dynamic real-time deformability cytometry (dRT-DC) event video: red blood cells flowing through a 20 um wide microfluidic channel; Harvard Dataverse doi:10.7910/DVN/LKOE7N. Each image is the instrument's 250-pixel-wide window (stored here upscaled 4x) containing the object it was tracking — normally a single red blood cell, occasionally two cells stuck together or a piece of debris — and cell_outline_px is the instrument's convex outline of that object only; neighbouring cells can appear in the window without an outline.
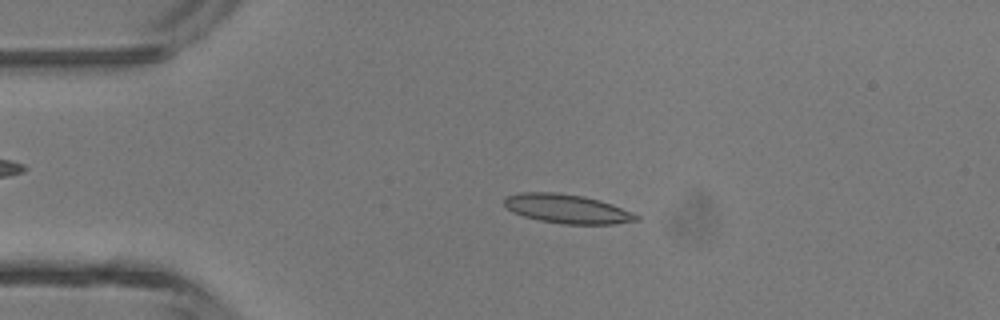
{"species": "common noctule bat (a hibernating species)", "species_latin": "Nyctalus noctula", "temperature_condition": "room temperature", "stored_images_in_passage": 2, "camera_frame_rate_fps": 3000, "um_per_image_px": 0.085, "animal": {"sex": "male", "body_mass_g": 13.3}, "frame": {"image": 1, "passage_image": 2, "time_ms": 0.333, "image_size_px": [1000, 320], "cell_outline_px": [[640, 220], [612, 224], [564, 224], [540, 220], [524, 216], [512, 212], [504, 204], [504, 200], [508, 196], [520, 192], [556, 192], [584, 196], [600, 200], [612, 204], [632, 212], [640, 216]], "centroid_in_image_um": [48.23, 17.74], "position_along_channel_um": 36.8, "area_um2": 22.31}}